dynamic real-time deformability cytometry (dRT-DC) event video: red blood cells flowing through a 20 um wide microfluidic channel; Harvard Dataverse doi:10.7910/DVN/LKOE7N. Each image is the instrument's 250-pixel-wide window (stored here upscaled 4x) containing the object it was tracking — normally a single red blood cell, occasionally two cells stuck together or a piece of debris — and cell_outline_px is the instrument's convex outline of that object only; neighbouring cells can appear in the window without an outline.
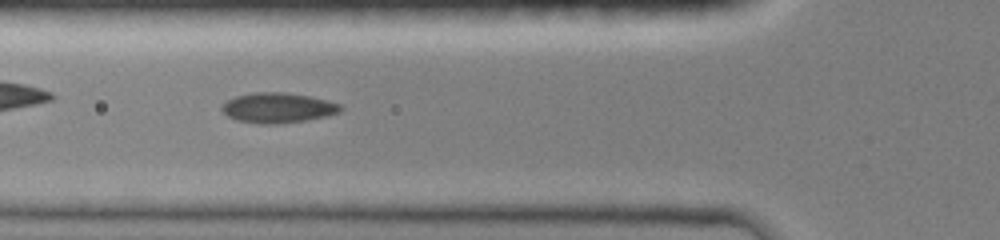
{"species": "common noctule bat (a hibernating species)", "species_latin": "Nyctalus noctula", "temperature_condition": "room temperature", "stored_images_in_passage": 39, "camera_frame_rate_fps": 3000, "um_per_image_px": 0.085, "animal": {"sex": "female", "body_mass_g": 19.0, "forearm_length_mm": 51.5}, "frame": {"image": 1, "passage_image": 12, "time_ms": 4.667, "image_size_px": [1000, 240], "cell_outline_px": [[344, 108], [340, 112], [328, 116], [304, 120], [272, 124], [260, 124], [236, 120], [228, 116], [220, 108], [228, 100], [236, 96], [252, 92], [284, 92], [308, 96], [328, 100], [340, 104]], "centroid_in_image_um": [23.64, 9.16], "position_along_channel_um": 102.2, "area_um2": 20.75}}
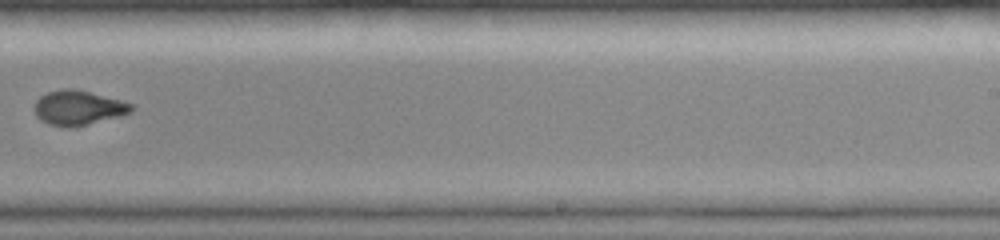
{"frame": {"image": 2, "passage_image": 23, "time_ms": 9.0, "image_size_px": [1000, 240], "cell_outline_px": [[132, 112], [120, 116], [68, 128], [48, 124], [40, 120], [36, 116], [36, 100], [40, 96], [48, 92], [64, 88], [76, 88], [120, 100], [132, 104]], "centroid_in_image_um": [6.63, 9.15], "position_along_channel_um": 282.4, "area_um2": 19.36}}
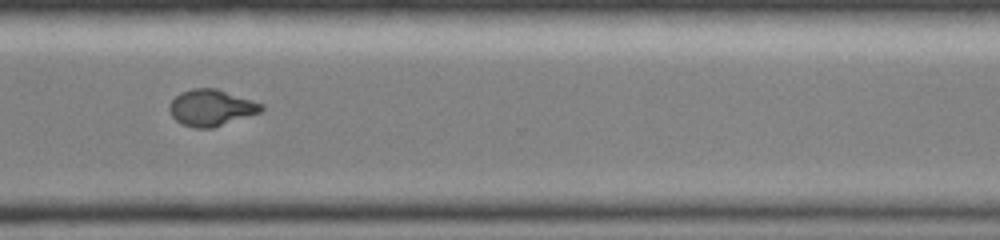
{"frame": {"image": 3, "passage_image": 28, "time_ms": 10.667, "image_size_px": [1000, 240], "cell_outline_px": [[264, 108], [260, 112], [212, 128], [196, 128], [180, 124], [172, 116], [168, 108], [168, 104], [180, 92], [192, 88], [216, 88], [264, 104]], "centroid_in_image_um": [17.92, 9.15], "position_along_channel_um": 352.7, "area_um2": 19.48}}